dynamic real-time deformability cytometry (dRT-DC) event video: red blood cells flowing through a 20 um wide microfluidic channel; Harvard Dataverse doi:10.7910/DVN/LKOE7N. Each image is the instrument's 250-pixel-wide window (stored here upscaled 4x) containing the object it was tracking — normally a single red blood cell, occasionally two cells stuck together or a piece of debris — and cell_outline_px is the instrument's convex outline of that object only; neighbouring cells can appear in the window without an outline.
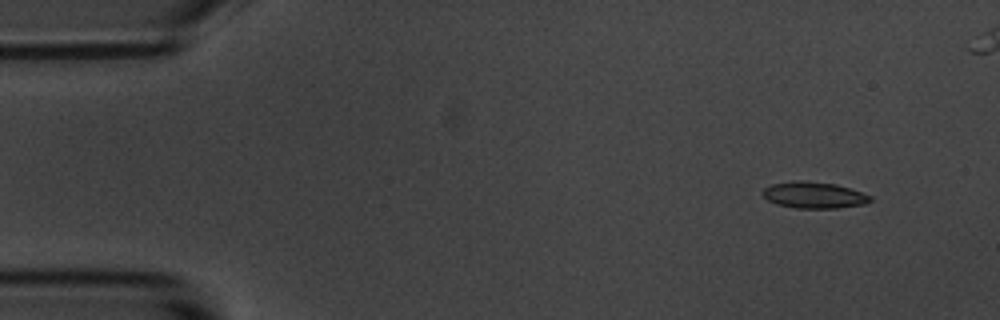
{"species": "common noctule bat (a hibernating species)", "species_latin": "Nyctalus noctula", "temperature_condition": "room temperature", "stored_images_in_passage": 5, "camera_frame_rate_fps": 3000, "um_per_image_px": 0.085, "animal": {"sex": "male", "body_mass_g": 20.1, "forearm_length_mm": 53.5}, "frame": {"image": 1, "passage_image": 1, "time_ms": 0.0, "image_size_px": [1000, 320], "cell_outline_px": [[872, 200], [864, 204], [836, 208], [796, 208], [776, 204], [768, 200], [760, 192], [764, 188], [772, 184], [796, 180], [800, 180], [836, 184], [872, 196]], "centroid_in_image_um": [69.15, 16.58], "position_along_channel_um": 15.8, "area_um2": 16.47}}
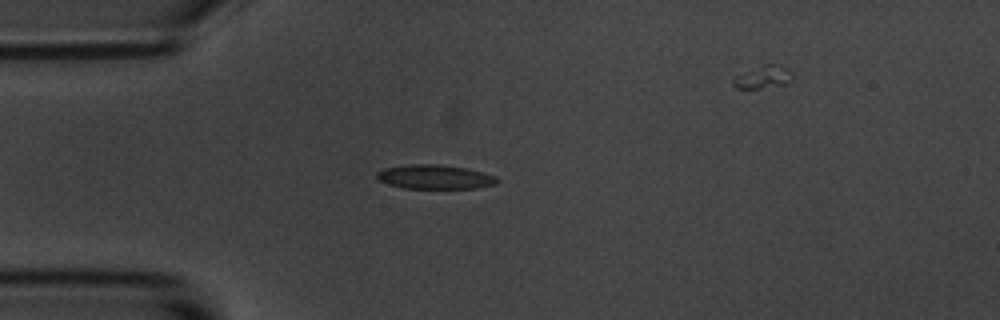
{"frame": {"image": 2, "passage_image": 4, "time_ms": 3.333, "image_size_px": [1000, 320], "cell_outline_px": [[500, 180], [496, 184], [476, 188], [404, 188], [388, 184], [376, 180], [376, 172], [384, 168], [408, 164], [432, 164], [468, 168], [496, 176]], "centroid_in_image_um": [36.94, 15.03], "position_along_channel_um": 48.1, "area_um2": 17.05}}